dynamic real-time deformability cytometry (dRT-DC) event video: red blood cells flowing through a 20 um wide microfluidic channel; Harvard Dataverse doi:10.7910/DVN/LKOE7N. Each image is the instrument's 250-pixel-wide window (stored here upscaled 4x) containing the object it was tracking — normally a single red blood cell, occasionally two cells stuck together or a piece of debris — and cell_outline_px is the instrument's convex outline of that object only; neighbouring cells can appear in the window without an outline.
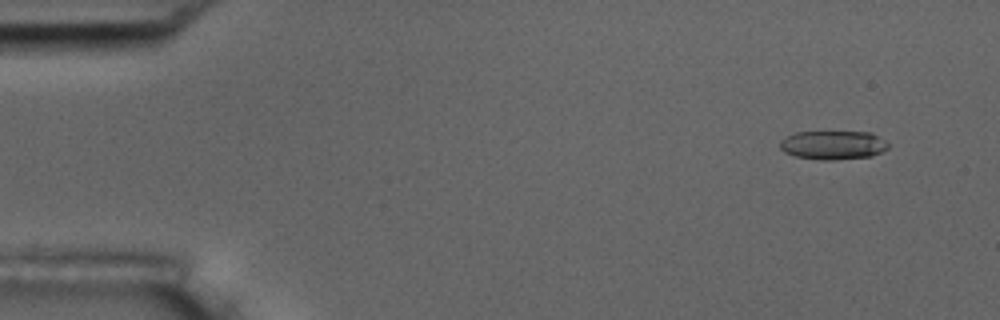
{"species": "common noctule bat (a hibernating species)", "species_latin": "Nyctalus noctula", "temperature_condition": "room temperature", "stored_images_in_passage": 56, "camera_frame_rate_fps": 3000, "um_per_image_px": 0.085, "animal": {"sex": "male", "body_mass_g": 17.5, "forearm_length_mm": 52.3}, "frame": {"image": 1, "passage_image": 5, "time_ms": 1.333, "image_size_px": [1000, 320], "cell_outline_px": [[888, 148], [884, 152], [872, 156], [832, 160], [824, 160], [796, 156], [784, 152], [780, 148], [780, 140], [796, 132], [872, 132], [888, 144]], "centroid_in_image_um": [70.82, 12.33], "position_along_channel_um": 14.2, "area_um2": 18.09}}
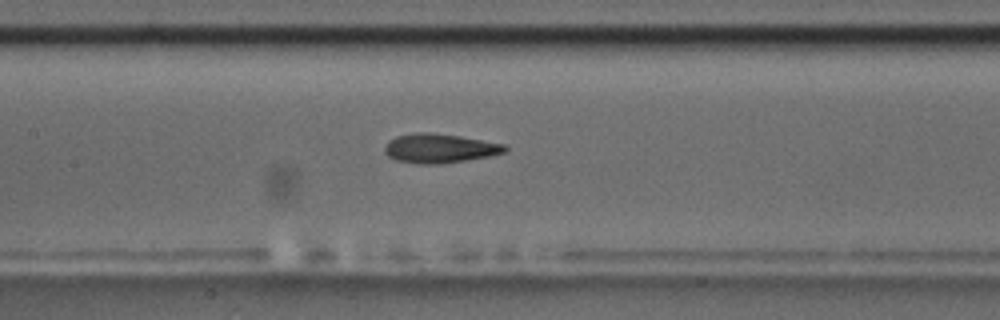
{"frame": {"image": 2, "passage_image": 27, "time_ms": 8.667, "image_size_px": [1000, 320], "cell_outline_px": [[508, 148], [504, 152], [488, 156], [464, 160], [436, 164], [420, 164], [396, 160], [388, 156], [384, 152], [384, 148], [388, 140], [396, 136], [412, 132], [432, 132], [460, 136], [504, 144]], "centroid_in_image_um": [37.31, 12.59], "position_along_channel_um": 170.1, "area_um2": 20.4}}
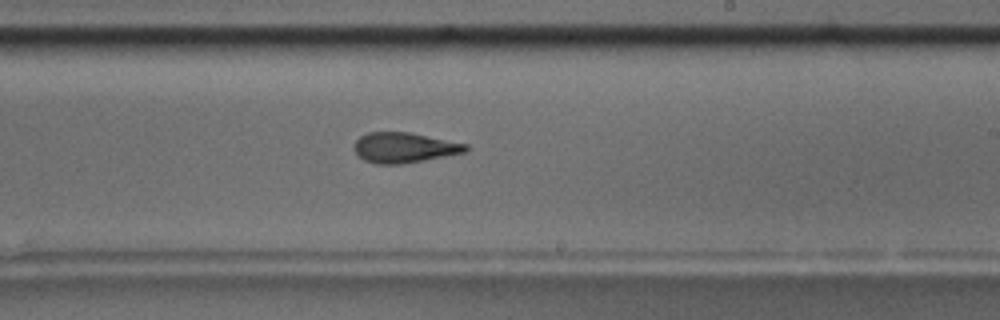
{"frame": {"image": 3, "passage_image": 34, "time_ms": 11.0, "image_size_px": [1000, 320], "cell_outline_px": [[468, 148], [464, 152], [404, 164], [376, 164], [364, 160], [352, 148], [352, 144], [360, 136], [368, 132], [412, 132], [468, 144]], "centroid_in_image_um": [34.32, 12.54], "position_along_channel_um": 254.7, "area_um2": 19.77}, "authors_computed_cell_mechanics": {"area_um2": 19.4497, "velocity_mm_per_s": 3.6465, "shape_relaxation_time_tau1_ms": 4.973, "shape_relaxation_time_tau2_ms": 2.2485, "deformation_change_tau1": 0.1863, "deformation_change_tau2": 0.11}}